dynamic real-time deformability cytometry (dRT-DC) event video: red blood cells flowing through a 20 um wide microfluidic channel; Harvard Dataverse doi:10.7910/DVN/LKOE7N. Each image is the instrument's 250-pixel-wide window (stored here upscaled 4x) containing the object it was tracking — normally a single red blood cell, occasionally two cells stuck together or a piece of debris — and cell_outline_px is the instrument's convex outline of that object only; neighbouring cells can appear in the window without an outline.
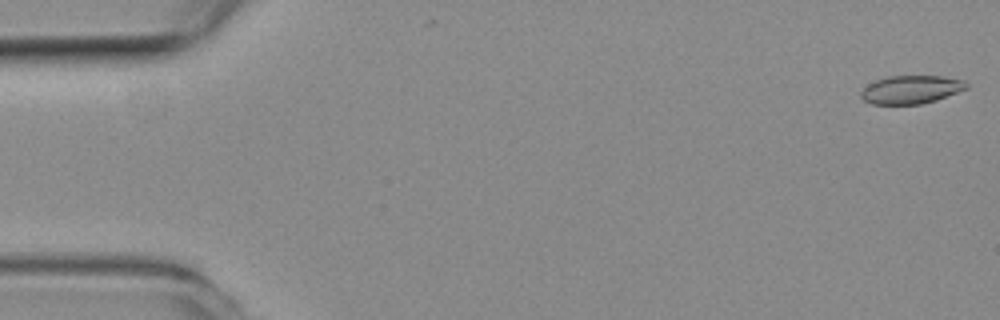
{"species": "common noctule bat (a hibernating species)", "species_latin": "Nyctalus noctula", "temperature_condition": "room temperature", "stored_images_in_passage": 12, "camera_frame_rate_fps": 3000, "um_per_image_px": 0.085, "animal": {"sex": "female", "body_mass_g": 19.3, "forearm_length_mm": 54.1}, "frame": {"image": 1, "passage_image": 1, "time_ms": 0.0, "image_size_px": [1000, 320], "cell_outline_px": [[968, 88], [936, 100], [920, 104], [872, 104], [864, 100], [860, 96], [860, 92], [868, 84], [876, 80], [888, 76], [940, 76], [964, 80], [968, 84]], "centroid_in_image_um": [77.43, 7.61], "position_along_channel_um": 7.6, "area_um2": 17.28}}